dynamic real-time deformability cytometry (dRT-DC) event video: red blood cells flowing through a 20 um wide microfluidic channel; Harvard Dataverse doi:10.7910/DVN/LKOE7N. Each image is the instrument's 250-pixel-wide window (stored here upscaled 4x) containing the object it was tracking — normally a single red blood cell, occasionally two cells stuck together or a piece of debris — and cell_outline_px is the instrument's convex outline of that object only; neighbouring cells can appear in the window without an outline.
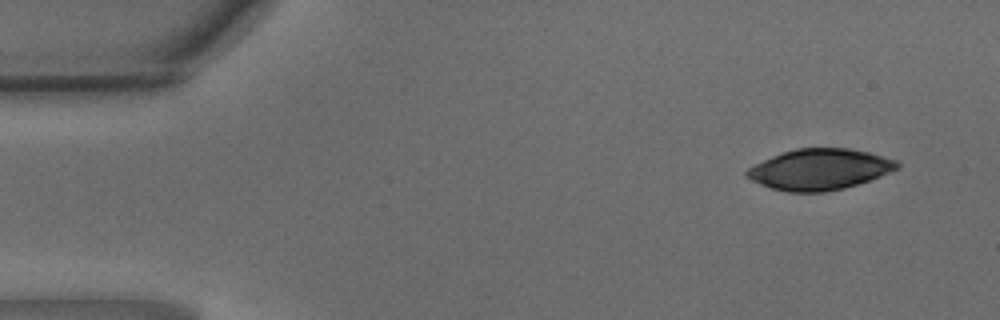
{"species": "common noctule bat (a hibernating species)", "species_latin": "Nyctalus noctula", "temperature_condition": "warm", "stored_images_in_passage": 46, "camera_frame_rate_fps": 3000, "um_per_image_px": 0.085, "animal": {"sex": "male", "body_mass_g": 15.6}, "frame": {"image": 1, "passage_image": 1, "time_ms": 0.0, "image_size_px": [1000, 320], "cell_outline_px": [[900, 168], [880, 176], [844, 188], [824, 192], [788, 192], [772, 188], [760, 184], [744, 176], [744, 172], [748, 168], [772, 156], [796, 148], [848, 148], [868, 152], [896, 160], [900, 164]], "centroid_in_image_um": [69.66, 14.39], "position_along_channel_um": 15.3, "area_um2": 35.6}}